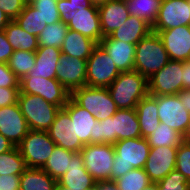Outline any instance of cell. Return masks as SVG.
<instances>
[{"label":"cell","instance_id":"cell-1","mask_svg":"<svg viewBox=\"0 0 190 190\" xmlns=\"http://www.w3.org/2000/svg\"><path fill=\"white\" fill-rule=\"evenodd\" d=\"M108 90L118 109H136L149 94L148 79L135 70L120 72Z\"/></svg>","mask_w":190,"mask_h":190},{"label":"cell","instance_id":"cell-2","mask_svg":"<svg viewBox=\"0 0 190 190\" xmlns=\"http://www.w3.org/2000/svg\"><path fill=\"white\" fill-rule=\"evenodd\" d=\"M115 149L112 167V182L124 176L132 169L145 167L150 153V146L146 138H130L117 141L113 144Z\"/></svg>","mask_w":190,"mask_h":190},{"label":"cell","instance_id":"cell-3","mask_svg":"<svg viewBox=\"0 0 190 190\" xmlns=\"http://www.w3.org/2000/svg\"><path fill=\"white\" fill-rule=\"evenodd\" d=\"M169 56L158 33L151 31L136 44L134 70L150 78L168 62Z\"/></svg>","mask_w":190,"mask_h":190},{"label":"cell","instance_id":"cell-4","mask_svg":"<svg viewBox=\"0 0 190 190\" xmlns=\"http://www.w3.org/2000/svg\"><path fill=\"white\" fill-rule=\"evenodd\" d=\"M18 104L30 130L47 131L60 107L38 95L19 93Z\"/></svg>","mask_w":190,"mask_h":190},{"label":"cell","instance_id":"cell-5","mask_svg":"<svg viewBox=\"0 0 190 190\" xmlns=\"http://www.w3.org/2000/svg\"><path fill=\"white\" fill-rule=\"evenodd\" d=\"M84 167L97 183L112 182L113 144H87L80 151Z\"/></svg>","mask_w":190,"mask_h":190},{"label":"cell","instance_id":"cell-6","mask_svg":"<svg viewBox=\"0 0 190 190\" xmlns=\"http://www.w3.org/2000/svg\"><path fill=\"white\" fill-rule=\"evenodd\" d=\"M71 98L94 115L97 121L112 117L118 110L108 88L83 86L74 90L71 93Z\"/></svg>","mask_w":190,"mask_h":190},{"label":"cell","instance_id":"cell-7","mask_svg":"<svg viewBox=\"0 0 190 190\" xmlns=\"http://www.w3.org/2000/svg\"><path fill=\"white\" fill-rule=\"evenodd\" d=\"M55 146L47 131L29 130L17 148L28 168H42Z\"/></svg>","mask_w":190,"mask_h":190},{"label":"cell","instance_id":"cell-8","mask_svg":"<svg viewBox=\"0 0 190 190\" xmlns=\"http://www.w3.org/2000/svg\"><path fill=\"white\" fill-rule=\"evenodd\" d=\"M119 74L110 55L98 44L87 59L86 86L108 88Z\"/></svg>","mask_w":190,"mask_h":190},{"label":"cell","instance_id":"cell-9","mask_svg":"<svg viewBox=\"0 0 190 190\" xmlns=\"http://www.w3.org/2000/svg\"><path fill=\"white\" fill-rule=\"evenodd\" d=\"M158 105L161 123L175 129L186 139H190V113L181 104L177 94L154 96Z\"/></svg>","mask_w":190,"mask_h":190},{"label":"cell","instance_id":"cell-10","mask_svg":"<svg viewBox=\"0 0 190 190\" xmlns=\"http://www.w3.org/2000/svg\"><path fill=\"white\" fill-rule=\"evenodd\" d=\"M19 86L21 93L38 95L60 108H63L71 97L70 92L56 79L39 76L23 77Z\"/></svg>","mask_w":190,"mask_h":190},{"label":"cell","instance_id":"cell-11","mask_svg":"<svg viewBox=\"0 0 190 190\" xmlns=\"http://www.w3.org/2000/svg\"><path fill=\"white\" fill-rule=\"evenodd\" d=\"M183 89V61L169 60L158 72L148 78L152 96L178 94Z\"/></svg>","mask_w":190,"mask_h":190},{"label":"cell","instance_id":"cell-12","mask_svg":"<svg viewBox=\"0 0 190 190\" xmlns=\"http://www.w3.org/2000/svg\"><path fill=\"white\" fill-rule=\"evenodd\" d=\"M179 26H190L188 0H163L152 31L159 33Z\"/></svg>","mask_w":190,"mask_h":190},{"label":"cell","instance_id":"cell-13","mask_svg":"<svg viewBox=\"0 0 190 190\" xmlns=\"http://www.w3.org/2000/svg\"><path fill=\"white\" fill-rule=\"evenodd\" d=\"M87 60L62 54L57 65L56 80L70 94L80 87L86 86Z\"/></svg>","mask_w":190,"mask_h":190},{"label":"cell","instance_id":"cell-14","mask_svg":"<svg viewBox=\"0 0 190 190\" xmlns=\"http://www.w3.org/2000/svg\"><path fill=\"white\" fill-rule=\"evenodd\" d=\"M47 132L55 144L64 149L80 153L85 146L75 136L74 121L71 120L69 113L64 108H60Z\"/></svg>","mask_w":190,"mask_h":190},{"label":"cell","instance_id":"cell-15","mask_svg":"<svg viewBox=\"0 0 190 190\" xmlns=\"http://www.w3.org/2000/svg\"><path fill=\"white\" fill-rule=\"evenodd\" d=\"M177 149L171 146L150 148L144 170L152 183H158L175 169Z\"/></svg>","mask_w":190,"mask_h":190},{"label":"cell","instance_id":"cell-16","mask_svg":"<svg viewBox=\"0 0 190 190\" xmlns=\"http://www.w3.org/2000/svg\"><path fill=\"white\" fill-rule=\"evenodd\" d=\"M29 130L18 103L0 108V134L14 146L21 142Z\"/></svg>","mask_w":190,"mask_h":190},{"label":"cell","instance_id":"cell-17","mask_svg":"<svg viewBox=\"0 0 190 190\" xmlns=\"http://www.w3.org/2000/svg\"><path fill=\"white\" fill-rule=\"evenodd\" d=\"M170 60H190V26H179L158 33Z\"/></svg>","mask_w":190,"mask_h":190},{"label":"cell","instance_id":"cell-18","mask_svg":"<svg viewBox=\"0 0 190 190\" xmlns=\"http://www.w3.org/2000/svg\"><path fill=\"white\" fill-rule=\"evenodd\" d=\"M57 187L77 190H94L97 182L87 172L81 153L71 157L68 171L57 181Z\"/></svg>","mask_w":190,"mask_h":190},{"label":"cell","instance_id":"cell-19","mask_svg":"<svg viewBox=\"0 0 190 190\" xmlns=\"http://www.w3.org/2000/svg\"><path fill=\"white\" fill-rule=\"evenodd\" d=\"M67 26L70 30L79 32L99 44L102 39V31L98 5L92 4L84 11L76 12Z\"/></svg>","mask_w":190,"mask_h":190},{"label":"cell","instance_id":"cell-20","mask_svg":"<svg viewBox=\"0 0 190 190\" xmlns=\"http://www.w3.org/2000/svg\"><path fill=\"white\" fill-rule=\"evenodd\" d=\"M74 121L75 136L84 144H94V129L97 119L71 97L63 107Z\"/></svg>","mask_w":190,"mask_h":190},{"label":"cell","instance_id":"cell-21","mask_svg":"<svg viewBox=\"0 0 190 190\" xmlns=\"http://www.w3.org/2000/svg\"><path fill=\"white\" fill-rule=\"evenodd\" d=\"M102 38L111 35L129 17L125 0H109L98 5Z\"/></svg>","mask_w":190,"mask_h":190},{"label":"cell","instance_id":"cell-22","mask_svg":"<svg viewBox=\"0 0 190 190\" xmlns=\"http://www.w3.org/2000/svg\"><path fill=\"white\" fill-rule=\"evenodd\" d=\"M99 45L110 55L120 72L134 70L136 45L112 39L110 36L103 37Z\"/></svg>","mask_w":190,"mask_h":190},{"label":"cell","instance_id":"cell-23","mask_svg":"<svg viewBox=\"0 0 190 190\" xmlns=\"http://www.w3.org/2000/svg\"><path fill=\"white\" fill-rule=\"evenodd\" d=\"M113 144L117 141L141 137L136 109H118L112 116Z\"/></svg>","mask_w":190,"mask_h":190},{"label":"cell","instance_id":"cell-24","mask_svg":"<svg viewBox=\"0 0 190 190\" xmlns=\"http://www.w3.org/2000/svg\"><path fill=\"white\" fill-rule=\"evenodd\" d=\"M62 55L61 49L57 47H38L35 51V66L24 77L39 76L45 79H56L57 65Z\"/></svg>","mask_w":190,"mask_h":190},{"label":"cell","instance_id":"cell-25","mask_svg":"<svg viewBox=\"0 0 190 190\" xmlns=\"http://www.w3.org/2000/svg\"><path fill=\"white\" fill-rule=\"evenodd\" d=\"M136 113L140 124L141 137L147 138L153 134L160 123L156 98L150 94L145 96L136 105Z\"/></svg>","mask_w":190,"mask_h":190},{"label":"cell","instance_id":"cell-26","mask_svg":"<svg viewBox=\"0 0 190 190\" xmlns=\"http://www.w3.org/2000/svg\"><path fill=\"white\" fill-rule=\"evenodd\" d=\"M152 31V26L145 20L129 15L120 28H117L111 35L112 39L121 40L136 45L141 39Z\"/></svg>","mask_w":190,"mask_h":190},{"label":"cell","instance_id":"cell-27","mask_svg":"<svg viewBox=\"0 0 190 190\" xmlns=\"http://www.w3.org/2000/svg\"><path fill=\"white\" fill-rule=\"evenodd\" d=\"M97 45L90 38L69 29L60 49L62 54L87 60Z\"/></svg>","mask_w":190,"mask_h":190},{"label":"cell","instance_id":"cell-28","mask_svg":"<svg viewBox=\"0 0 190 190\" xmlns=\"http://www.w3.org/2000/svg\"><path fill=\"white\" fill-rule=\"evenodd\" d=\"M5 36L15 50L35 52L39 45L37 36L27 33L15 20L4 28Z\"/></svg>","mask_w":190,"mask_h":190},{"label":"cell","instance_id":"cell-29","mask_svg":"<svg viewBox=\"0 0 190 190\" xmlns=\"http://www.w3.org/2000/svg\"><path fill=\"white\" fill-rule=\"evenodd\" d=\"M57 180L41 168H27L20 175V190H56Z\"/></svg>","mask_w":190,"mask_h":190},{"label":"cell","instance_id":"cell-30","mask_svg":"<svg viewBox=\"0 0 190 190\" xmlns=\"http://www.w3.org/2000/svg\"><path fill=\"white\" fill-rule=\"evenodd\" d=\"M74 154L75 152L56 145L46 164L41 169L58 181L68 171L71 157Z\"/></svg>","mask_w":190,"mask_h":190},{"label":"cell","instance_id":"cell-31","mask_svg":"<svg viewBox=\"0 0 190 190\" xmlns=\"http://www.w3.org/2000/svg\"><path fill=\"white\" fill-rule=\"evenodd\" d=\"M163 0H125L129 15L145 20L154 25Z\"/></svg>","mask_w":190,"mask_h":190},{"label":"cell","instance_id":"cell-32","mask_svg":"<svg viewBox=\"0 0 190 190\" xmlns=\"http://www.w3.org/2000/svg\"><path fill=\"white\" fill-rule=\"evenodd\" d=\"M186 138L175 129L168 127L164 123H159L153 134L146 138L150 148L155 147H178Z\"/></svg>","mask_w":190,"mask_h":190},{"label":"cell","instance_id":"cell-33","mask_svg":"<svg viewBox=\"0 0 190 190\" xmlns=\"http://www.w3.org/2000/svg\"><path fill=\"white\" fill-rule=\"evenodd\" d=\"M14 20L27 33L37 37L47 26L38 10L31 4H26L23 11Z\"/></svg>","mask_w":190,"mask_h":190},{"label":"cell","instance_id":"cell-34","mask_svg":"<svg viewBox=\"0 0 190 190\" xmlns=\"http://www.w3.org/2000/svg\"><path fill=\"white\" fill-rule=\"evenodd\" d=\"M69 28L62 21L47 25L37 37L39 47L61 48Z\"/></svg>","mask_w":190,"mask_h":190},{"label":"cell","instance_id":"cell-35","mask_svg":"<svg viewBox=\"0 0 190 190\" xmlns=\"http://www.w3.org/2000/svg\"><path fill=\"white\" fill-rule=\"evenodd\" d=\"M35 60V52L15 50L9 58L7 65L16 77L21 80L34 68Z\"/></svg>","mask_w":190,"mask_h":190},{"label":"cell","instance_id":"cell-36","mask_svg":"<svg viewBox=\"0 0 190 190\" xmlns=\"http://www.w3.org/2000/svg\"><path fill=\"white\" fill-rule=\"evenodd\" d=\"M27 168L17 146L0 154V175H21Z\"/></svg>","mask_w":190,"mask_h":190},{"label":"cell","instance_id":"cell-37","mask_svg":"<svg viewBox=\"0 0 190 190\" xmlns=\"http://www.w3.org/2000/svg\"><path fill=\"white\" fill-rule=\"evenodd\" d=\"M118 190H143L152 182L146 174L144 168L132 169L124 176L114 180Z\"/></svg>","mask_w":190,"mask_h":190},{"label":"cell","instance_id":"cell-38","mask_svg":"<svg viewBox=\"0 0 190 190\" xmlns=\"http://www.w3.org/2000/svg\"><path fill=\"white\" fill-rule=\"evenodd\" d=\"M93 3L90 0H57V9L60 19L64 24H68L78 11H84Z\"/></svg>","mask_w":190,"mask_h":190},{"label":"cell","instance_id":"cell-39","mask_svg":"<svg viewBox=\"0 0 190 190\" xmlns=\"http://www.w3.org/2000/svg\"><path fill=\"white\" fill-rule=\"evenodd\" d=\"M156 190H190V182L182 173L174 169L156 183Z\"/></svg>","mask_w":190,"mask_h":190},{"label":"cell","instance_id":"cell-40","mask_svg":"<svg viewBox=\"0 0 190 190\" xmlns=\"http://www.w3.org/2000/svg\"><path fill=\"white\" fill-rule=\"evenodd\" d=\"M31 5L38 10L46 25L61 21L57 0H35Z\"/></svg>","mask_w":190,"mask_h":190},{"label":"cell","instance_id":"cell-41","mask_svg":"<svg viewBox=\"0 0 190 190\" xmlns=\"http://www.w3.org/2000/svg\"><path fill=\"white\" fill-rule=\"evenodd\" d=\"M175 169L182 173L190 182V139H185L178 146Z\"/></svg>","mask_w":190,"mask_h":190},{"label":"cell","instance_id":"cell-42","mask_svg":"<svg viewBox=\"0 0 190 190\" xmlns=\"http://www.w3.org/2000/svg\"><path fill=\"white\" fill-rule=\"evenodd\" d=\"M94 144H113L112 117L95 123Z\"/></svg>","mask_w":190,"mask_h":190},{"label":"cell","instance_id":"cell-43","mask_svg":"<svg viewBox=\"0 0 190 190\" xmlns=\"http://www.w3.org/2000/svg\"><path fill=\"white\" fill-rule=\"evenodd\" d=\"M24 0H0V9L10 19L14 20L24 9Z\"/></svg>","mask_w":190,"mask_h":190},{"label":"cell","instance_id":"cell-44","mask_svg":"<svg viewBox=\"0 0 190 190\" xmlns=\"http://www.w3.org/2000/svg\"><path fill=\"white\" fill-rule=\"evenodd\" d=\"M20 80L11 71L6 63H0V87L20 88Z\"/></svg>","mask_w":190,"mask_h":190},{"label":"cell","instance_id":"cell-45","mask_svg":"<svg viewBox=\"0 0 190 190\" xmlns=\"http://www.w3.org/2000/svg\"><path fill=\"white\" fill-rule=\"evenodd\" d=\"M20 88L0 87V108L18 103Z\"/></svg>","mask_w":190,"mask_h":190},{"label":"cell","instance_id":"cell-46","mask_svg":"<svg viewBox=\"0 0 190 190\" xmlns=\"http://www.w3.org/2000/svg\"><path fill=\"white\" fill-rule=\"evenodd\" d=\"M13 52L14 49L8 42L4 30H0V63L7 64Z\"/></svg>","mask_w":190,"mask_h":190},{"label":"cell","instance_id":"cell-47","mask_svg":"<svg viewBox=\"0 0 190 190\" xmlns=\"http://www.w3.org/2000/svg\"><path fill=\"white\" fill-rule=\"evenodd\" d=\"M0 190H20V175H0Z\"/></svg>","mask_w":190,"mask_h":190},{"label":"cell","instance_id":"cell-48","mask_svg":"<svg viewBox=\"0 0 190 190\" xmlns=\"http://www.w3.org/2000/svg\"><path fill=\"white\" fill-rule=\"evenodd\" d=\"M183 89H190V60L183 62Z\"/></svg>","mask_w":190,"mask_h":190},{"label":"cell","instance_id":"cell-49","mask_svg":"<svg viewBox=\"0 0 190 190\" xmlns=\"http://www.w3.org/2000/svg\"><path fill=\"white\" fill-rule=\"evenodd\" d=\"M177 95L181 104L190 113V89H182Z\"/></svg>","mask_w":190,"mask_h":190},{"label":"cell","instance_id":"cell-50","mask_svg":"<svg viewBox=\"0 0 190 190\" xmlns=\"http://www.w3.org/2000/svg\"><path fill=\"white\" fill-rule=\"evenodd\" d=\"M15 146L2 134H0V154L6 153L13 149Z\"/></svg>","mask_w":190,"mask_h":190},{"label":"cell","instance_id":"cell-51","mask_svg":"<svg viewBox=\"0 0 190 190\" xmlns=\"http://www.w3.org/2000/svg\"><path fill=\"white\" fill-rule=\"evenodd\" d=\"M94 190H118L113 182L97 183Z\"/></svg>","mask_w":190,"mask_h":190},{"label":"cell","instance_id":"cell-52","mask_svg":"<svg viewBox=\"0 0 190 190\" xmlns=\"http://www.w3.org/2000/svg\"><path fill=\"white\" fill-rule=\"evenodd\" d=\"M11 20L5 15V13L0 9V30H4V28L8 25Z\"/></svg>","mask_w":190,"mask_h":190},{"label":"cell","instance_id":"cell-53","mask_svg":"<svg viewBox=\"0 0 190 190\" xmlns=\"http://www.w3.org/2000/svg\"><path fill=\"white\" fill-rule=\"evenodd\" d=\"M93 4H95V5H100V4H102V3H105V2H107V1H109V0H90Z\"/></svg>","mask_w":190,"mask_h":190},{"label":"cell","instance_id":"cell-54","mask_svg":"<svg viewBox=\"0 0 190 190\" xmlns=\"http://www.w3.org/2000/svg\"><path fill=\"white\" fill-rule=\"evenodd\" d=\"M143 190H156V183H151L149 186H147Z\"/></svg>","mask_w":190,"mask_h":190},{"label":"cell","instance_id":"cell-55","mask_svg":"<svg viewBox=\"0 0 190 190\" xmlns=\"http://www.w3.org/2000/svg\"><path fill=\"white\" fill-rule=\"evenodd\" d=\"M56 190H72V189H67V188H63V187H57ZM77 190V189H74Z\"/></svg>","mask_w":190,"mask_h":190},{"label":"cell","instance_id":"cell-56","mask_svg":"<svg viewBox=\"0 0 190 190\" xmlns=\"http://www.w3.org/2000/svg\"><path fill=\"white\" fill-rule=\"evenodd\" d=\"M26 4H31L32 2H34L35 0H24Z\"/></svg>","mask_w":190,"mask_h":190}]
</instances>
